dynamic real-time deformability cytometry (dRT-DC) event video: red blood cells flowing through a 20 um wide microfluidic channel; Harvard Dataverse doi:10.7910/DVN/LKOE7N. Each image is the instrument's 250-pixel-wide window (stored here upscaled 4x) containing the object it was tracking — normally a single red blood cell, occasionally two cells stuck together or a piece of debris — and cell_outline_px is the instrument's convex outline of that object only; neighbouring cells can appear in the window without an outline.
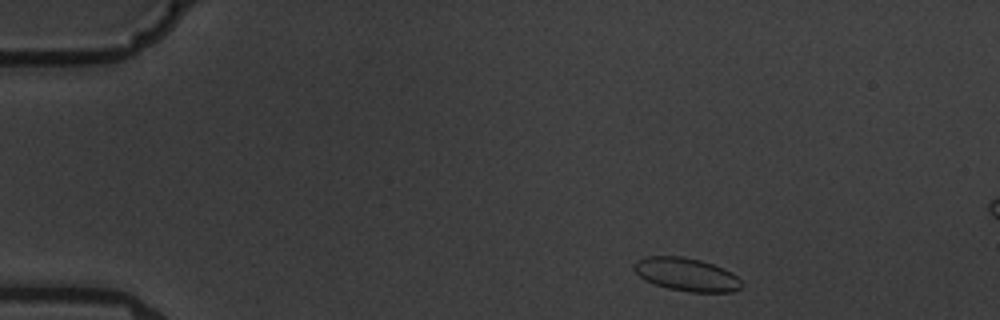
{"species": "common noctule bat (a hibernating species)", "species_latin": "Nyctalus noctula", "temperature_condition": "warm", "stored_images_in_passage": 8, "camera_frame_rate_fps": 3000, "um_per_image_px": 0.085, "animal": {"sex": "male", "body_mass_g": 19.5, "forearm_length_mm": 54.6}, "frame": {"image": 1, "passage_image": 1, "time_ms": 0.0, "image_size_px": [1000, 320], "cell_outline_px": [[744, 284], [740, 288], [732, 292], [688, 292], [668, 288], [644, 280], [632, 268], [632, 264], [636, 260], [644, 256], [684, 256], [700, 260], [724, 268], [732, 272]], "centroid_in_image_um": [58.33, 23.32], "position_along_channel_um": 26.7, "area_um2": 20.98}}
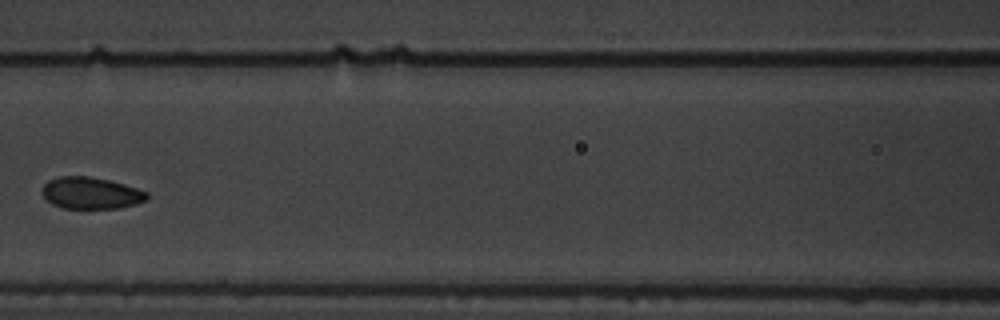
{"frame": {"image": 2, "passage_image": 6, "time_ms": 6.0, "image_size_px": [1000, 320], "cell_outline_px": [[148, 200], [136, 204], [120, 208], [64, 208], [52, 204], [40, 192], [44, 184], [48, 180], [60, 176], [88, 176], [108, 180], [124, 184], [148, 192]], "centroid_in_image_um": [7.73, 16.41], "position_along_channel_um": 158.9, "area_um2": 19.42}}
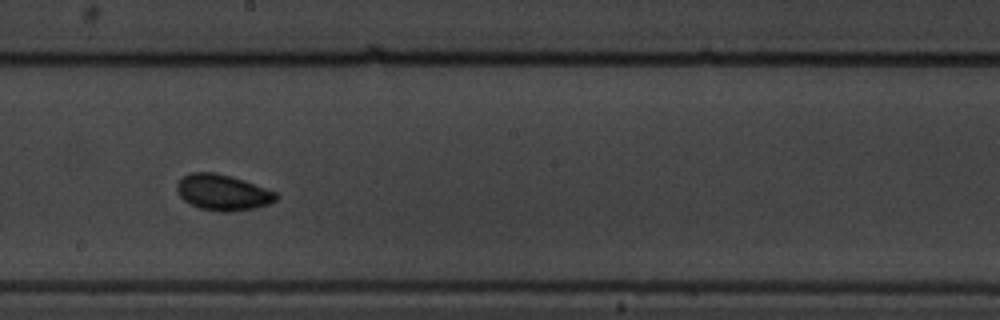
{"frame": {"image": 3, "passage_image": 8, "time_ms": 8.0, "image_size_px": [1000, 320], "cell_outline_px": [[280, 196], [276, 200], [268, 204], [256, 208], [228, 212], [220, 212], [200, 208], [184, 200], [180, 196], [176, 188], [176, 184], [184, 176], [192, 172], [212, 172], [244, 180], [276, 192]], "centroid_in_image_um": [18.95, 16.36], "position_along_channel_um": 229.2, "area_um2": 20.58}}